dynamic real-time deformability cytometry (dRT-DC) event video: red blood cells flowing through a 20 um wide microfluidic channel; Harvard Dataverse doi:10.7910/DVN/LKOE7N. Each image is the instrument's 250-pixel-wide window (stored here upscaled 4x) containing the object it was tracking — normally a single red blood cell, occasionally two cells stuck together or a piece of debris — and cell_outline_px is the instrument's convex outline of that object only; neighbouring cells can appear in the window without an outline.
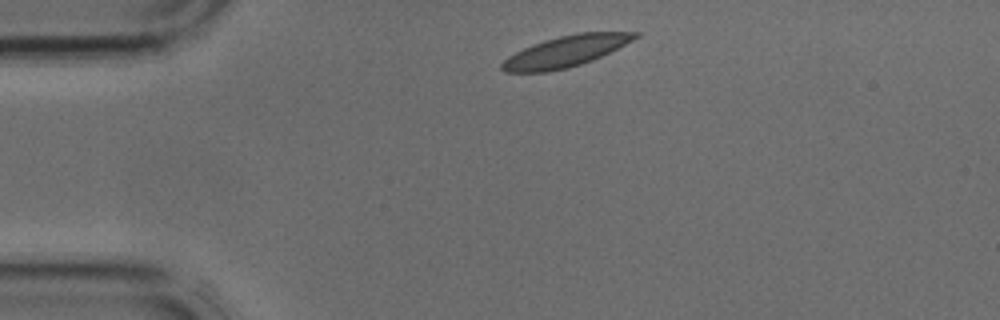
{"species": "common noctule bat (a hibernating species)", "species_latin": "Nyctalus noctula", "temperature_condition": "cold", "stored_images_in_passage": 2, "camera_frame_rate_fps": 3000, "um_per_image_px": 0.085, "animal": {"sex": "male", "body_mass_g": 17.9, "forearm_length_mm": 54.2}, "frame": {"image": 1, "passage_image": 1, "time_ms": 0.0, "image_size_px": [1000, 320], "cell_outline_px": [[640, 36], [592, 60], [568, 68], [548, 72], [504, 72], [500, 68], [500, 64], [508, 56], [524, 48], [544, 40], [560, 36], [580, 32], [640, 32]], "centroid_in_image_um": [48.04, 4.37], "position_along_channel_um": 37.0, "area_um2": 23.76}}